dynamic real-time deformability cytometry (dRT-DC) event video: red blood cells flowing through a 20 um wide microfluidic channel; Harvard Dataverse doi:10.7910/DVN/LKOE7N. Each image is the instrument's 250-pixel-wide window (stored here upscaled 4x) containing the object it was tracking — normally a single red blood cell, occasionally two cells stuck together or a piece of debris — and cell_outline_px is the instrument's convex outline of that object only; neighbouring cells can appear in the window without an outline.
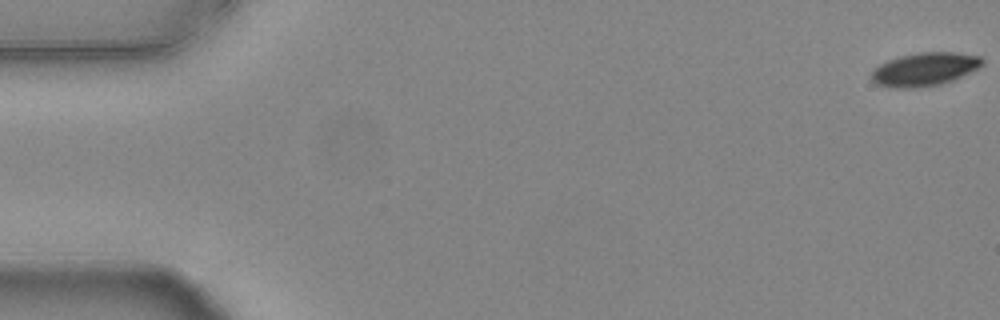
{"species": "common noctule bat (a hibernating species)", "species_latin": "Nyctalus noctula", "temperature_condition": "warm", "stored_images_in_passage": 5, "camera_frame_rate_fps": 3000, "um_per_image_px": 0.085, "animal": {"sex": "female", "body_mass_g": 24.6, "forearm_length_mm": 56.2}, "frame": {"image": 1, "passage_image": 1, "time_ms": 0.0, "image_size_px": [1000, 320], "cell_outline_px": [[984, 64], [952, 80], [940, 84], [916, 88], [892, 88], [876, 84], [872, 80], [872, 68], [888, 60], [900, 56], [920, 52], [952, 52], [980, 56], [984, 60]], "centroid_in_image_um": [78.55, 5.89], "position_along_channel_um": 6.5, "area_um2": 21.39}}